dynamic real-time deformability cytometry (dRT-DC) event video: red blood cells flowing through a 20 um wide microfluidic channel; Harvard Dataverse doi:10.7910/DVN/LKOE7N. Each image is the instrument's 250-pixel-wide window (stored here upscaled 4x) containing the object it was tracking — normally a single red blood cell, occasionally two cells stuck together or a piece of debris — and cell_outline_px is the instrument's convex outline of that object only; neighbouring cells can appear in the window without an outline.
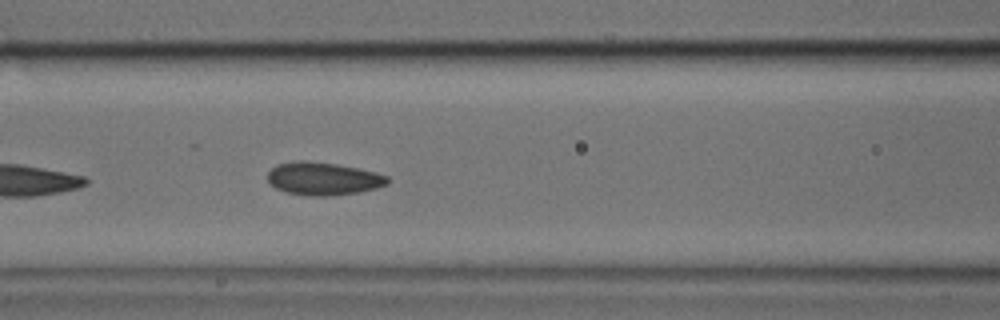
{"species": "common noctule bat (a hibernating species)", "species_latin": "Nyctalus noctula", "temperature_condition": "cold", "stored_images_in_passage": 25, "camera_frame_rate_fps": 3000, "um_per_image_px": 0.085, "animal": {"sex": "male", "body_mass_g": 17.9, "forearm_length_mm": 54.2}, "frame": {"image": 1, "passage_image": 8, "time_ms": 2.333, "image_size_px": [1000, 320], "cell_outline_px": [[388, 184], [376, 188], [360, 192], [328, 196], [316, 196], [288, 192], [276, 188], [268, 180], [268, 172], [276, 164], [300, 160], [304, 160], [336, 164], [376, 172], [388, 176]], "centroid_in_image_um": [27.49, 15.18], "position_along_channel_um": 139.1, "area_um2": 22.77}}